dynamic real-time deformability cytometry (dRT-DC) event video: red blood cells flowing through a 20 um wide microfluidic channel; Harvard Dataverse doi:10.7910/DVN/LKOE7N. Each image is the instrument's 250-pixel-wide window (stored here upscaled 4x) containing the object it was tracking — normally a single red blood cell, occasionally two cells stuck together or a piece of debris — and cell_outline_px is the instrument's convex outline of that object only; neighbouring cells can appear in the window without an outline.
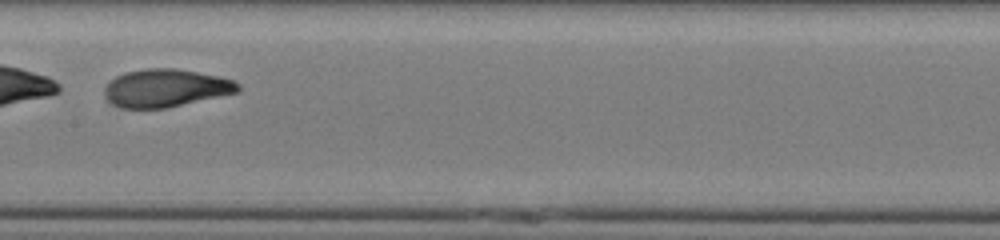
{"species": "human", "species_latin": "Homo sapiens", "temperature_condition": "cold", "stored_images_in_passage": 35, "segment_of_instrument_passage": [2, 2], "camera_frame_rate_fps": 3000, "um_per_image_px": 0.085, "donor": {"sex": "male"}, "frame": {"image": 1, "passage_image": 19, "time_ms": 6.0, "image_size_px": [1000, 240], "cell_outline_px": [[240, 92], [168, 108], [124, 108], [112, 104], [104, 96], [104, 88], [116, 76], [124, 72], [148, 68], [172, 68], [196, 72], [236, 80], [240, 84]], "centroid_in_image_um": [14.11, 7.49], "position_along_channel_um": 193.3, "area_um2": 29.54}}
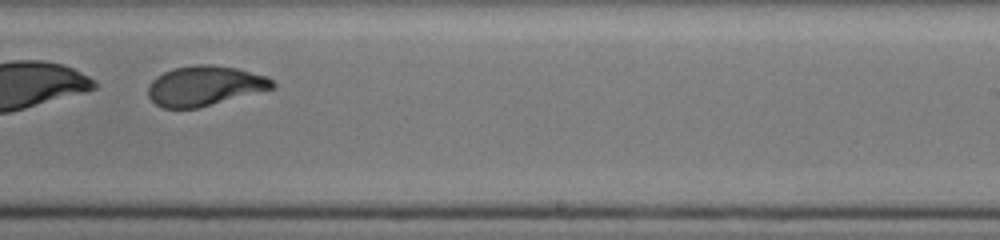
{"frame": {"image": 2, "passage_image": 25, "time_ms": 8.0, "image_size_px": [1000, 240], "cell_outline_px": [[276, 88], [196, 108], [164, 108], [156, 104], [148, 96], [148, 88], [152, 80], [156, 76], [172, 68], [196, 64], [212, 64], [236, 68], [268, 76], [276, 84]], "centroid_in_image_um": [17.42, 7.28], "position_along_channel_um": 271.6, "area_um2": 28.96}}
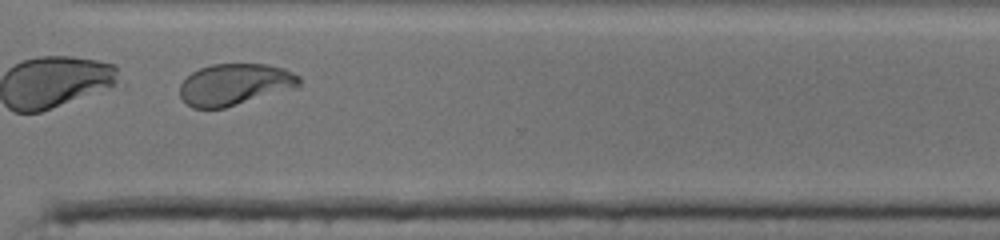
{"frame": {"image": 3, "passage_image": 31, "time_ms": 10.0, "image_size_px": [1000, 240], "cell_outline_px": [[300, 84], [292, 88], [224, 108], [192, 108], [180, 96], [180, 84], [192, 72], [200, 68], [212, 64], [268, 64], [284, 68], [300, 76]], "centroid_in_image_um": [19.93, 7.16], "position_along_channel_um": 350.7, "area_um2": 28.55}}